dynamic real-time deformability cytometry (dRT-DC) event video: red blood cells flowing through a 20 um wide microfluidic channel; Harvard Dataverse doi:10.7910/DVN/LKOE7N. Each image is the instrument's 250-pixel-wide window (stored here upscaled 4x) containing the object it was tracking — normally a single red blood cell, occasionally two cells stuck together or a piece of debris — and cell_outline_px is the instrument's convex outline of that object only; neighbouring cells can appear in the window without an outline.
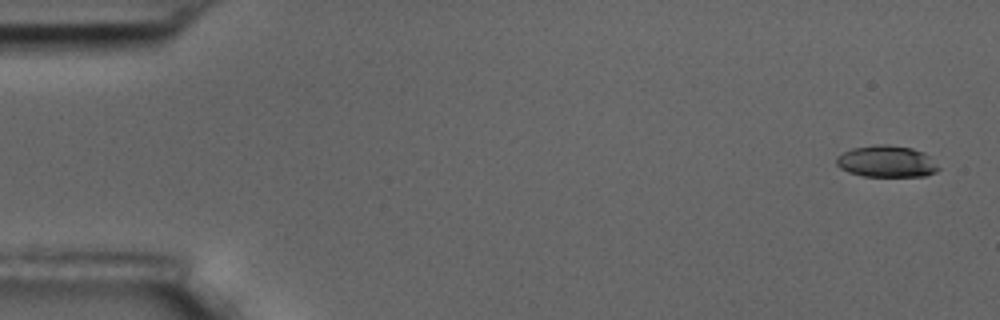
{"species": "common noctule bat (a hibernating species)", "species_latin": "Nyctalus noctula", "temperature_condition": "room temperature", "stored_images_in_passage": 11, "camera_frame_rate_fps": 3000, "um_per_image_px": 0.085, "animal": {"sex": "male", "body_mass_g": 17.5, "forearm_length_mm": 52.3}, "frame": {"image": 1, "passage_image": 1, "time_ms": 0.0, "image_size_px": [1000, 320], "cell_outline_px": [[940, 168], [936, 172], [924, 176], [864, 176], [848, 172], [840, 168], [836, 164], [836, 156], [852, 148], [876, 144], [888, 144], [912, 148], [924, 152]], "centroid_in_image_um": [75.34, 13.71], "position_along_channel_um": 9.7, "area_um2": 18.84}}
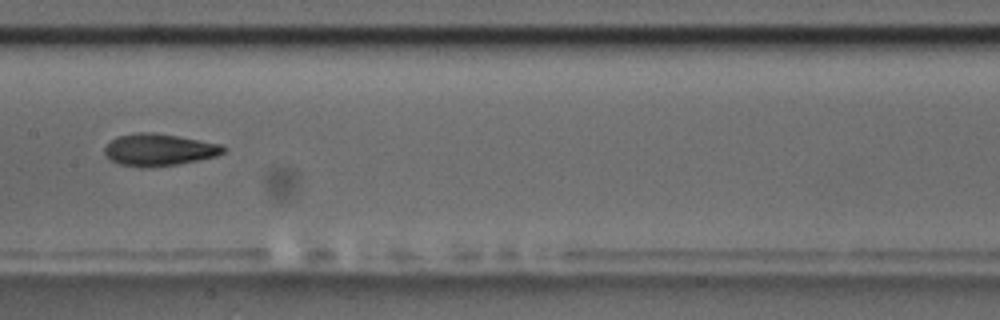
{"frame": {"image": 2, "passage_image": 8, "time_ms": 2.333, "image_size_px": [1000, 320], "cell_outline_px": [[228, 148], [224, 152], [216, 156], [200, 160], [180, 164], [148, 168], [140, 168], [120, 164], [112, 160], [104, 152], [104, 148], [116, 136], [136, 132], [152, 132], [176, 136], [220, 144]], "centroid_in_image_um": [13.52, 12.74], "position_along_channel_um": 193.9, "area_um2": 22.25}}
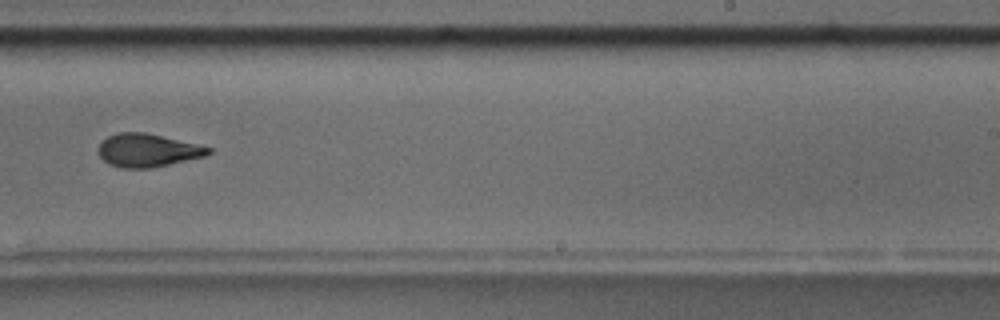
{"frame": {"image": 3, "passage_image": 10, "time_ms": 3.0, "image_size_px": [1000, 320], "cell_outline_px": [[212, 152], [204, 156], [152, 168], [120, 168], [108, 164], [96, 152], [96, 148], [100, 140], [116, 132], [144, 132], [200, 144], [212, 148]], "centroid_in_image_um": [12.49, 12.77], "position_along_channel_um": 276.5, "area_um2": 21.62}}